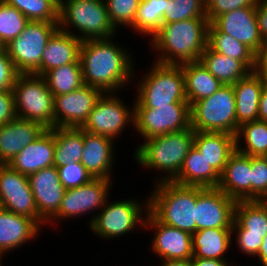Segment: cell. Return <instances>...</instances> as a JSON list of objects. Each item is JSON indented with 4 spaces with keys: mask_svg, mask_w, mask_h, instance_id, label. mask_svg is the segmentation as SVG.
Returning <instances> with one entry per match:
<instances>
[{
    "mask_svg": "<svg viewBox=\"0 0 267 266\" xmlns=\"http://www.w3.org/2000/svg\"><path fill=\"white\" fill-rule=\"evenodd\" d=\"M114 38L86 39L80 46L83 83L104 93L122 91L136 74L131 54Z\"/></svg>",
    "mask_w": 267,
    "mask_h": 266,
    "instance_id": "1",
    "label": "cell"
},
{
    "mask_svg": "<svg viewBox=\"0 0 267 266\" xmlns=\"http://www.w3.org/2000/svg\"><path fill=\"white\" fill-rule=\"evenodd\" d=\"M209 23L207 18H193L162 24L149 39L158 54L155 62L180 65L199 61L207 47Z\"/></svg>",
    "mask_w": 267,
    "mask_h": 266,
    "instance_id": "2",
    "label": "cell"
},
{
    "mask_svg": "<svg viewBox=\"0 0 267 266\" xmlns=\"http://www.w3.org/2000/svg\"><path fill=\"white\" fill-rule=\"evenodd\" d=\"M194 135L195 131L188 128L147 139L135 149L134 160L141 167L165 173L155 179L156 183L173 181L194 146Z\"/></svg>",
    "mask_w": 267,
    "mask_h": 266,
    "instance_id": "3",
    "label": "cell"
},
{
    "mask_svg": "<svg viewBox=\"0 0 267 266\" xmlns=\"http://www.w3.org/2000/svg\"><path fill=\"white\" fill-rule=\"evenodd\" d=\"M149 196V212L161 223L194 234L196 186L173 181L155 183ZM152 193V194H151Z\"/></svg>",
    "mask_w": 267,
    "mask_h": 266,
    "instance_id": "4",
    "label": "cell"
},
{
    "mask_svg": "<svg viewBox=\"0 0 267 266\" xmlns=\"http://www.w3.org/2000/svg\"><path fill=\"white\" fill-rule=\"evenodd\" d=\"M139 84L135 83L137 96L134 108H158V106H190L185 93L184 74L181 65L151 64Z\"/></svg>",
    "mask_w": 267,
    "mask_h": 266,
    "instance_id": "5",
    "label": "cell"
},
{
    "mask_svg": "<svg viewBox=\"0 0 267 266\" xmlns=\"http://www.w3.org/2000/svg\"><path fill=\"white\" fill-rule=\"evenodd\" d=\"M58 25L60 30L82 41L110 38L117 32L110 22L104 0H61Z\"/></svg>",
    "mask_w": 267,
    "mask_h": 266,
    "instance_id": "6",
    "label": "cell"
},
{
    "mask_svg": "<svg viewBox=\"0 0 267 266\" xmlns=\"http://www.w3.org/2000/svg\"><path fill=\"white\" fill-rule=\"evenodd\" d=\"M146 197L142 203L135 198L109 202L108 197L101 211L90 218L89 229L98 235L97 237L105 240L120 238L128 232L132 233L133 229L141 225L144 230L145 219L149 212V198Z\"/></svg>",
    "mask_w": 267,
    "mask_h": 266,
    "instance_id": "7",
    "label": "cell"
},
{
    "mask_svg": "<svg viewBox=\"0 0 267 266\" xmlns=\"http://www.w3.org/2000/svg\"><path fill=\"white\" fill-rule=\"evenodd\" d=\"M16 117L54 128V96L43 76L19 74L12 87Z\"/></svg>",
    "mask_w": 267,
    "mask_h": 266,
    "instance_id": "8",
    "label": "cell"
},
{
    "mask_svg": "<svg viewBox=\"0 0 267 266\" xmlns=\"http://www.w3.org/2000/svg\"><path fill=\"white\" fill-rule=\"evenodd\" d=\"M191 128L202 132H225L236 135V102L232 85H223L211 96L190 106Z\"/></svg>",
    "mask_w": 267,
    "mask_h": 266,
    "instance_id": "9",
    "label": "cell"
},
{
    "mask_svg": "<svg viewBox=\"0 0 267 266\" xmlns=\"http://www.w3.org/2000/svg\"><path fill=\"white\" fill-rule=\"evenodd\" d=\"M58 29V23L29 21L17 37L4 46L19 74L40 75L43 51Z\"/></svg>",
    "mask_w": 267,
    "mask_h": 266,
    "instance_id": "10",
    "label": "cell"
},
{
    "mask_svg": "<svg viewBox=\"0 0 267 266\" xmlns=\"http://www.w3.org/2000/svg\"><path fill=\"white\" fill-rule=\"evenodd\" d=\"M116 94V92H106L101 95L87 121L81 127L82 130L91 134L107 136L113 140H116L117 137L118 140L121 132L125 131L126 125L129 126L131 123L134 128V103L133 106H125L123 100Z\"/></svg>",
    "mask_w": 267,
    "mask_h": 266,
    "instance_id": "11",
    "label": "cell"
},
{
    "mask_svg": "<svg viewBox=\"0 0 267 266\" xmlns=\"http://www.w3.org/2000/svg\"><path fill=\"white\" fill-rule=\"evenodd\" d=\"M112 180L92 178L89 182L64 193L58 212L47 222L52 225L60 219H75L91 211L99 212L110 196ZM110 189V190H109ZM58 219V220H57Z\"/></svg>",
    "mask_w": 267,
    "mask_h": 266,
    "instance_id": "12",
    "label": "cell"
},
{
    "mask_svg": "<svg viewBox=\"0 0 267 266\" xmlns=\"http://www.w3.org/2000/svg\"><path fill=\"white\" fill-rule=\"evenodd\" d=\"M0 208L33 219L39 226L47 222L39 215L27 175L0 164Z\"/></svg>",
    "mask_w": 267,
    "mask_h": 266,
    "instance_id": "13",
    "label": "cell"
},
{
    "mask_svg": "<svg viewBox=\"0 0 267 266\" xmlns=\"http://www.w3.org/2000/svg\"><path fill=\"white\" fill-rule=\"evenodd\" d=\"M134 128L144 140L191 128L190 106L135 108Z\"/></svg>",
    "mask_w": 267,
    "mask_h": 266,
    "instance_id": "14",
    "label": "cell"
},
{
    "mask_svg": "<svg viewBox=\"0 0 267 266\" xmlns=\"http://www.w3.org/2000/svg\"><path fill=\"white\" fill-rule=\"evenodd\" d=\"M237 201L218 188L196 186L195 221L197 230L232 228Z\"/></svg>",
    "mask_w": 267,
    "mask_h": 266,
    "instance_id": "15",
    "label": "cell"
},
{
    "mask_svg": "<svg viewBox=\"0 0 267 266\" xmlns=\"http://www.w3.org/2000/svg\"><path fill=\"white\" fill-rule=\"evenodd\" d=\"M103 93L84 84L70 93L54 96V128H81Z\"/></svg>",
    "mask_w": 267,
    "mask_h": 266,
    "instance_id": "16",
    "label": "cell"
},
{
    "mask_svg": "<svg viewBox=\"0 0 267 266\" xmlns=\"http://www.w3.org/2000/svg\"><path fill=\"white\" fill-rule=\"evenodd\" d=\"M154 231L150 249L163 260H190L193 257L192 234L159 222L148 212L144 229Z\"/></svg>",
    "mask_w": 267,
    "mask_h": 266,
    "instance_id": "17",
    "label": "cell"
},
{
    "mask_svg": "<svg viewBox=\"0 0 267 266\" xmlns=\"http://www.w3.org/2000/svg\"><path fill=\"white\" fill-rule=\"evenodd\" d=\"M39 215L48 222L59 210L66 188L55 166L27 176Z\"/></svg>",
    "mask_w": 267,
    "mask_h": 266,
    "instance_id": "18",
    "label": "cell"
},
{
    "mask_svg": "<svg viewBox=\"0 0 267 266\" xmlns=\"http://www.w3.org/2000/svg\"><path fill=\"white\" fill-rule=\"evenodd\" d=\"M218 30L244 43L255 53L264 43L259 32L256 7L238 8L211 22Z\"/></svg>",
    "mask_w": 267,
    "mask_h": 266,
    "instance_id": "19",
    "label": "cell"
},
{
    "mask_svg": "<svg viewBox=\"0 0 267 266\" xmlns=\"http://www.w3.org/2000/svg\"><path fill=\"white\" fill-rule=\"evenodd\" d=\"M42 124L15 118L0 125V164H9L27 145L35 141L45 130Z\"/></svg>",
    "mask_w": 267,
    "mask_h": 266,
    "instance_id": "20",
    "label": "cell"
},
{
    "mask_svg": "<svg viewBox=\"0 0 267 266\" xmlns=\"http://www.w3.org/2000/svg\"><path fill=\"white\" fill-rule=\"evenodd\" d=\"M84 149L80 163L93 178L112 180L111 172L115 157L114 140L103 135L91 134L83 130Z\"/></svg>",
    "mask_w": 267,
    "mask_h": 266,
    "instance_id": "21",
    "label": "cell"
},
{
    "mask_svg": "<svg viewBox=\"0 0 267 266\" xmlns=\"http://www.w3.org/2000/svg\"><path fill=\"white\" fill-rule=\"evenodd\" d=\"M217 188L236 201H250L251 156L235 150L220 174Z\"/></svg>",
    "mask_w": 267,
    "mask_h": 266,
    "instance_id": "22",
    "label": "cell"
},
{
    "mask_svg": "<svg viewBox=\"0 0 267 266\" xmlns=\"http://www.w3.org/2000/svg\"><path fill=\"white\" fill-rule=\"evenodd\" d=\"M42 226L33 219L0 208V255L14 251L38 237Z\"/></svg>",
    "mask_w": 267,
    "mask_h": 266,
    "instance_id": "23",
    "label": "cell"
},
{
    "mask_svg": "<svg viewBox=\"0 0 267 266\" xmlns=\"http://www.w3.org/2000/svg\"><path fill=\"white\" fill-rule=\"evenodd\" d=\"M54 128L46 129L35 141L24 147L8 164L24 175L54 166Z\"/></svg>",
    "mask_w": 267,
    "mask_h": 266,
    "instance_id": "24",
    "label": "cell"
},
{
    "mask_svg": "<svg viewBox=\"0 0 267 266\" xmlns=\"http://www.w3.org/2000/svg\"><path fill=\"white\" fill-rule=\"evenodd\" d=\"M82 40L58 29L49 39L41 58L40 76L47 71L66 64L76 63L80 58Z\"/></svg>",
    "mask_w": 267,
    "mask_h": 266,
    "instance_id": "25",
    "label": "cell"
},
{
    "mask_svg": "<svg viewBox=\"0 0 267 266\" xmlns=\"http://www.w3.org/2000/svg\"><path fill=\"white\" fill-rule=\"evenodd\" d=\"M194 146L219 174L236 150L235 136L225 132L195 131Z\"/></svg>",
    "mask_w": 267,
    "mask_h": 266,
    "instance_id": "26",
    "label": "cell"
},
{
    "mask_svg": "<svg viewBox=\"0 0 267 266\" xmlns=\"http://www.w3.org/2000/svg\"><path fill=\"white\" fill-rule=\"evenodd\" d=\"M265 81L251 71L246 77L232 85L236 102V119L239 126L258 120L260 96Z\"/></svg>",
    "mask_w": 267,
    "mask_h": 266,
    "instance_id": "27",
    "label": "cell"
},
{
    "mask_svg": "<svg viewBox=\"0 0 267 266\" xmlns=\"http://www.w3.org/2000/svg\"><path fill=\"white\" fill-rule=\"evenodd\" d=\"M219 180L220 174L208 164L197 148L193 146L173 182L184 186L217 188Z\"/></svg>",
    "mask_w": 267,
    "mask_h": 266,
    "instance_id": "28",
    "label": "cell"
},
{
    "mask_svg": "<svg viewBox=\"0 0 267 266\" xmlns=\"http://www.w3.org/2000/svg\"><path fill=\"white\" fill-rule=\"evenodd\" d=\"M232 228H206L192 234L193 257L226 260L232 246Z\"/></svg>",
    "mask_w": 267,
    "mask_h": 266,
    "instance_id": "29",
    "label": "cell"
},
{
    "mask_svg": "<svg viewBox=\"0 0 267 266\" xmlns=\"http://www.w3.org/2000/svg\"><path fill=\"white\" fill-rule=\"evenodd\" d=\"M180 65L184 74L185 93L190 106L196 101L211 96L223 86L200 61L186 62Z\"/></svg>",
    "mask_w": 267,
    "mask_h": 266,
    "instance_id": "30",
    "label": "cell"
},
{
    "mask_svg": "<svg viewBox=\"0 0 267 266\" xmlns=\"http://www.w3.org/2000/svg\"><path fill=\"white\" fill-rule=\"evenodd\" d=\"M199 61L223 85H233L251 72L242 61L220 54L208 45Z\"/></svg>",
    "mask_w": 267,
    "mask_h": 266,
    "instance_id": "31",
    "label": "cell"
},
{
    "mask_svg": "<svg viewBox=\"0 0 267 266\" xmlns=\"http://www.w3.org/2000/svg\"><path fill=\"white\" fill-rule=\"evenodd\" d=\"M232 230H246V235L267 234V205L257 200L237 201Z\"/></svg>",
    "mask_w": 267,
    "mask_h": 266,
    "instance_id": "32",
    "label": "cell"
},
{
    "mask_svg": "<svg viewBox=\"0 0 267 266\" xmlns=\"http://www.w3.org/2000/svg\"><path fill=\"white\" fill-rule=\"evenodd\" d=\"M54 166L60 167L71 162H80L84 143L81 128H54Z\"/></svg>",
    "mask_w": 267,
    "mask_h": 266,
    "instance_id": "33",
    "label": "cell"
},
{
    "mask_svg": "<svg viewBox=\"0 0 267 266\" xmlns=\"http://www.w3.org/2000/svg\"><path fill=\"white\" fill-rule=\"evenodd\" d=\"M207 45L227 57L242 61L251 71L255 67V52L244 43L218 30L212 23L208 27Z\"/></svg>",
    "mask_w": 267,
    "mask_h": 266,
    "instance_id": "34",
    "label": "cell"
},
{
    "mask_svg": "<svg viewBox=\"0 0 267 266\" xmlns=\"http://www.w3.org/2000/svg\"><path fill=\"white\" fill-rule=\"evenodd\" d=\"M235 140L237 151L249 156H267V122L255 120L241 124ZM240 141L245 145L241 146Z\"/></svg>",
    "mask_w": 267,
    "mask_h": 266,
    "instance_id": "35",
    "label": "cell"
},
{
    "mask_svg": "<svg viewBox=\"0 0 267 266\" xmlns=\"http://www.w3.org/2000/svg\"><path fill=\"white\" fill-rule=\"evenodd\" d=\"M43 77L53 96L70 93L84 85L80 59L76 63L51 69Z\"/></svg>",
    "mask_w": 267,
    "mask_h": 266,
    "instance_id": "36",
    "label": "cell"
},
{
    "mask_svg": "<svg viewBox=\"0 0 267 266\" xmlns=\"http://www.w3.org/2000/svg\"><path fill=\"white\" fill-rule=\"evenodd\" d=\"M168 0H141L133 24L129 27L141 35L152 36L163 24Z\"/></svg>",
    "mask_w": 267,
    "mask_h": 266,
    "instance_id": "37",
    "label": "cell"
},
{
    "mask_svg": "<svg viewBox=\"0 0 267 266\" xmlns=\"http://www.w3.org/2000/svg\"><path fill=\"white\" fill-rule=\"evenodd\" d=\"M18 9L29 21L59 22V6L53 0H3Z\"/></svg>",
    "mask_w": 267,
    "mask_h": 266,
    "instance_id": "38",
    "label": "cell"
},
{
    "mask_svg": "<svg viewBox=\"0 0 267 266\" xmlns=\"http://www.w3.org/2000/svg\"><path fill=\"white\" fill-rule=\"evenodd\" d=\"M193 18H207L205 0H168L163 15V24Z\"/></svg>",
    "mask_w": 267,
    "mask_h": 266,
    "instance_id": "39",
    "label": "cell"
},
{
    "mask_svg": "<svg viewBox=\"0 0 267 266\" xmlns=\"http://www.w3.org/2000/svg\"><path fill=\"white\" fill-rule=\"evenodd\" d=\"M28 23L18 9L0 0V43L3 46L15 39Z\"/></svg>",
    "mask_w": 267,
    "mask_h": 266,
    "instance_id": "40",
    "label": "cell"
},
{
    "mask_svg": "<svg viewBox=\"0 0 267 266\" xmlns=\"http://www.w3.org/2000/svg\"><path fill=\"white\" fill-rule=\"evenodd\" d=\"M111 24L116 30L120 26L130 27L135 19L141 0H104Z\"/></svg>",
    "mask_w": 267,
    "mask_h": 266,
    "instance_id": "41",
    "label": "cell"
},
{
    "mask_svg": "<svg viewBox=\"0 0 267 266\" xmlns=\"http://www.w3.org/2000/svg\"><path fill=\"white\" fill-rule=\"evenodd\" d=\"M267 193V156H251V200L260 201Z\"/></svg>",
    "mask_w": 267,
    "mask_h": 266,
    "instance_id": "42",
    "label": "cell"
},
{
    "mask_svg": "<svg viewBox=\"0 0 267 266\" xmlns=\"http://www.w3.org/2000/svg\"><path fill=\"white\" fill-rule=\"evenodd\" d=\"M57 169L59 179L66 190L84 185L93 178L80 162H71Z\"/></svg>",
    "mask_w": 267,
    "mask_h": 266,
    "instance_id": "43",
    "label": "cell"
},
{
    "mask_svg": "<svg viewBox=\"0 0 267 266\" xmlns=\"http://www.w3.org/2000/svg\"><path fill=\"white\" fill-rule=\"evenodd\" d=\"M258 0H205L206 17L211 23L216 17L238 8L256 7Z\"/></svg>",
    "mask_w": 267,
    "mask_h": 266,
    "instance_id": "44",
    "label": "cell"
},
{
    "mask_svg": "<svg viewBox=\"0 0 267 266\" xmlns=\"http://www.w3.org/2000/svg\"><path fill=\"white\" fill-rule=\"evenodd\" d=\"M19 75L4 47L0 48V91L12 90Z\"/></svg>",
    "mask_w": 267,
    "mask_h": 266,
    "instance_id": "45",
    "label": "cell"
},
{
    "mask_svg": "<svg viewBox=\"0 0 267 266\" xmlns=\"http://www.w3.org/2000/svg\"><path fill=\"white\" fill-rule=\"evenodd\" d=\"M232 235L237 236L235 243L242 253L256 257L263 242L262 236L246 235V230H232Z\"/></svg>",
    "mask_w": 267,
    "mask_h": 266,
    "instance_id": "46",
    "label": "cell"
},
{
    "mask_svg": "<svg viewBox=\"0 0 267 266\" xmlns=\"http://www.w3.org/2000/svg\"><path fill=\"white\" fill-rule=\"evenodd\" d=\"M16 118L14 95L12 90L0 91V125Z\"/></svg>",
    "mask_w": 267,
    "mask_h": 266,
    "instance_id": "47",
    "label": "cell"
},
{
    "mask_svg": "<svg viewBox=\"0 0 267 266\" xmlns=\"http://www.w3.org/2000/svg\"><path fill=\"white\" fill-rule=\"evenodd\" d=\"M253 71L267 80V41H264L255 54V67Z\"/></svg>",
    "mask_w": 267,
    "mask_h": 266,
    "instance_id": "48",
    "label": "cell"
},
{
    "mask_svg": "<svg viewBox=\"0 0 267 266\" xmlns=\"http://www.w3.org/2000/svg\"><path fill=\"white\" fill-rule=\"evenodd\" d=\"M256 16L260 36L264 41H267V0H258L256 5Z\"/></svg>",
    "mask_w": 267,
    "mask_h": 266,
    "instance_id": "49",
    "label": "cell"
},
{
    "mask_svg": "<svg viewBox=\"0 0 267 266\" xmlns=\"http://www.w3.org/2000/svg\"><path fill=\"white\" fill-rule=\"evenodd\" d=\"M228 260H217V259H210V258H199V257H192L191 258V265L192 266H230L227 262Z\"/></svg>",
    "mask_w": 267,
    "mask_h": 266,
    "instance_id": "50",
    "label": "cell"
},
{
    "mask_svg": "<svg viewBox=\"0 0 267 266\" xmlns=\"http://www.w3.org/2000/svg\"><path fill=\"white\" fill-rule=\"evenodd\" d=\"M258 120L267 122V80L264 82L260 96Z\"/></svg>",
    "mask_w": 267,
    "mask_h": 266,
    "instance_id": "51",
    "label": "cell"
},
{
    "mask_svg": "<svg viewBox=\"0 0 267 266\" xmlns=\"http://www.w3.org/2000/svg\"><path fill=\"white\" fill-rule=\"evenodd\" d=\"M256 258L259 260L262 266H267V234L263 238V242L258 254L256 255Z\"/></svg>",
    "mask_w": 267,
    "mask_h": 266,
    "instance_id": "52",
    "label": "cell"
},
{
    "mask_svg": "<svg viewBox=\"0 0 267 266\" xmlns=\"http://www.w3.org/2000/svg\"><path fill=\"white\" fill-rule=\"evenodd\" d=\"M163 262L160 266H192L191 259L190 260H163Z\"/></svg>",
    "mask_w": 267,
    "mask_h": 266,
    "instance_id": "53",
    "label": "cell"
},
{
    "mask_svg": "<svg viewBox=\"0 0 267 266\" xmlns=\"http://www.w3.org/2000/svg\"><path fill=\"white\" fill-rule=\"evenodd\" d=\"M260 201L267 205V193Z\"/></svg>",
    "mask_w": 267,
    "mask_h": 266,
    "instance_id": "54",
    "label": "cell"
},
{
    "mask_svg": "<svg viewBox=\"0 0 267 266\" xmlns=\"http://www.w3.org/2000/svg\"><path fill=\"white\" fill-rule=\"evenodd\" d=\"M58 6L60 5L61 3V0H53Z\"/></svg>",
    "mask_w": 267,
    "mask_h": 266,
    "instance_id": "55",
    "label": "cell"
},
{
    "mask_svg": "<svg viewBox=\"0 0 267 266\" xmlns=\"http://www.w3.org/2000/svg\"><path fill=\"white\" fill-rule=\"evenodd\" d=\"M2 259H3V256L0 255V266H2Z\"/></svg>",
    "mask_w": 267,
    "mask_h": 266,
    "instance_id": "56",
    "label": "cell"
}]
</instances>
